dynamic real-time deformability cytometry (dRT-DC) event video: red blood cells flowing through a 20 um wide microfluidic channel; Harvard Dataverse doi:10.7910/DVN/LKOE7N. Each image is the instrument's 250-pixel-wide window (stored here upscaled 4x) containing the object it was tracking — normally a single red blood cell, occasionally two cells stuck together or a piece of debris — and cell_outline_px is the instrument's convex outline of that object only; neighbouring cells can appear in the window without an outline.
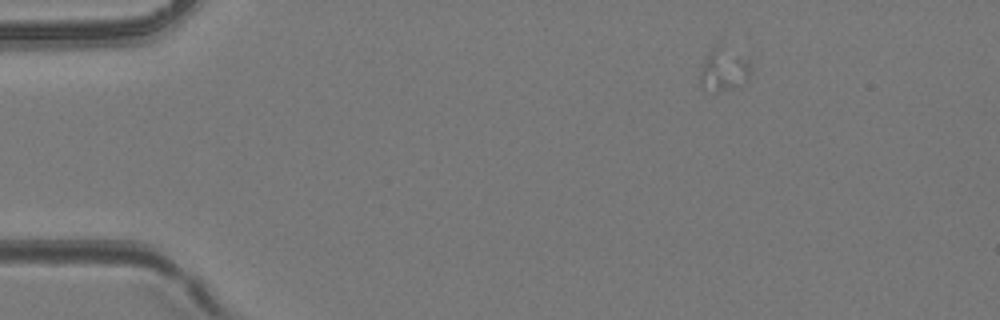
{"species": "common noctule bat (a hibernating species)", "species_latin": "Nyctalus noctula", "temperature_condition": "room temperature", "stored_images_in_passage": 8, "camera_frame_rate_fps": 3000, "um_per_image_px": 0.085, "animal": {"sex": "female", "body_mass_g": 24.6, "forearm_length_mm": 56.2}, "frame": {"image": 1, "passage_image": 4, "time_ms": 3.333, "image_size_px": [1000, 320], "cell_outline_px": [[752, 72], [748, 80], [728, 88], [716, 92], [700, 88], [700, 68], [708, 52], [720, 40], [748, 60]], "centroid_in_image_um": [61.5, 5.84], "position_along_channel_um": 23.5, "area_um2": 13.06}}
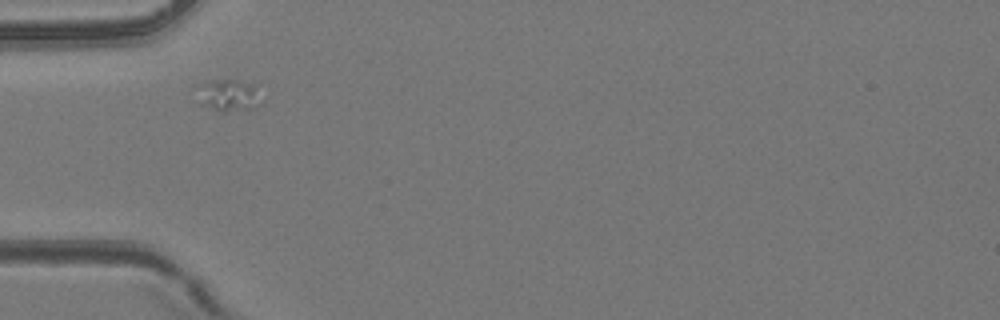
{"frame": {"image": 2, "passage_image": 7, "time_ms": 8.0, "image_size_px": [1000, 320], "cell_outline_px": [[264, 100], [256, 108], [224, 112], [220, 112], [200, 104], [196, 84], [220, 80], [236, 80], [256, 84]], "centroid_in_image_um": [19.49, 8.11], "position_along_channel_um": 65.5, "area_um2": 12.37}}